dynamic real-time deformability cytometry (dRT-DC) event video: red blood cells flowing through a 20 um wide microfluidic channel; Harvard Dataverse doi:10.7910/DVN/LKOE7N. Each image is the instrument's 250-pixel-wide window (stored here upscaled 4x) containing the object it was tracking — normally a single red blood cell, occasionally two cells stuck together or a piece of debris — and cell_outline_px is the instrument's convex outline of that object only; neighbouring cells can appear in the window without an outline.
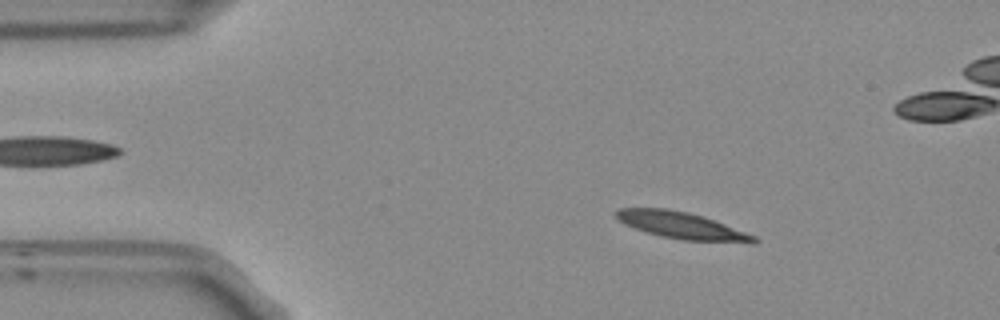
{"species": "Egyptian fruit bat (a non-hibernating species)", "species_latin": "Rousettus aegyptiacus", "temperature_condition": "room temperature", "stored_images_in_passage": 51, "camera_frame_rate_fps": 3000, "um_per_image_px": 0.085, "frame": {"image": 1, "passage_image": 5, "time_ms": 1.333, "image_size_px": [1000, 320], "cell_outline_px": [[760, 240], [684, 240], [664, 236], [648, 232], [624, 224], [616, 216], [616, 212], [620, 208], [668, 208], [688, 212], [704, 216], [756, 236]], "centroid_in_image_um": [57.81, 19.11], "position_along_channel_um": 27.2, "area_um2": 20.4}}
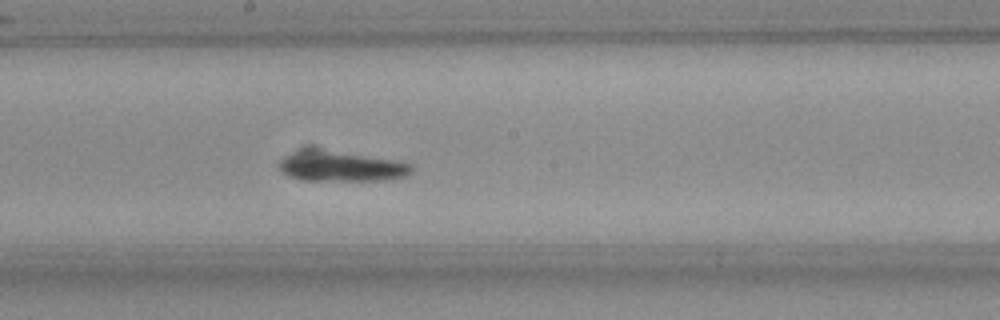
{"frame": {"image": 2, "passage_image": 25, "time_ms": 8.0, "image_size_px": [1000, 320], "cell_outline_px": [[412, 172], [408, 176], [392, 180], [300, 180], [288, 176], [280, 172], [276, 164], [284, 156], [308, 148], [396, 160], [412, 164]], "centroid_in_image_um": [28.97, 14.16], "position_along_channel_um": 219.2, "area_um2": 23.35}}
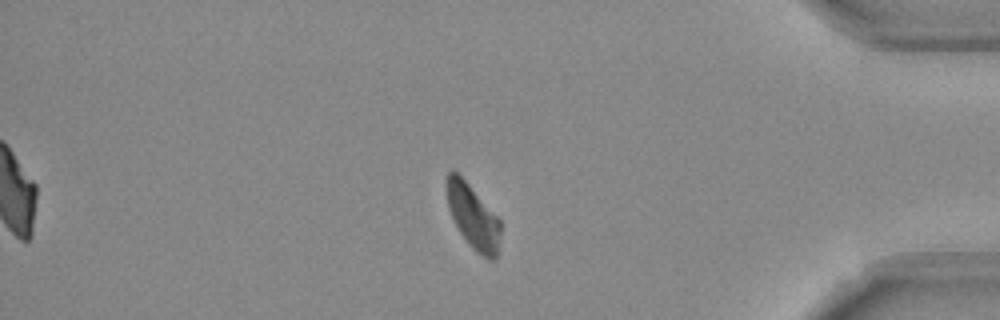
{"frame": {"image": 3, "passage_image": 42, "time_ms": 13.667, "image_size_px": [1000, 320], "cell_outline_px": [[500, 232], [496, 260], [488, 260], [476, 252], [472, 248], [460, 232], [448, 208], [444, 188], [444, 180], [448, 172], [456, 172], [468, 184], [500, 220]], "centroid_in_image_um": [40.17, 18.41], "position_along_channel_um": 395.0, "area_um2": 20.0}, "authors_computed_cell_mechanics": {"area_um2": 21.3282, "velocity_mm_per_s": 3.7075, "shape_relaxation_time_tau1_ms": 5.2269, "shape_relaxation_time_tau2_ms": 6.877, "deformation_change_tau1": 0.1436, "deformation_change_tau2": 0.1236}}